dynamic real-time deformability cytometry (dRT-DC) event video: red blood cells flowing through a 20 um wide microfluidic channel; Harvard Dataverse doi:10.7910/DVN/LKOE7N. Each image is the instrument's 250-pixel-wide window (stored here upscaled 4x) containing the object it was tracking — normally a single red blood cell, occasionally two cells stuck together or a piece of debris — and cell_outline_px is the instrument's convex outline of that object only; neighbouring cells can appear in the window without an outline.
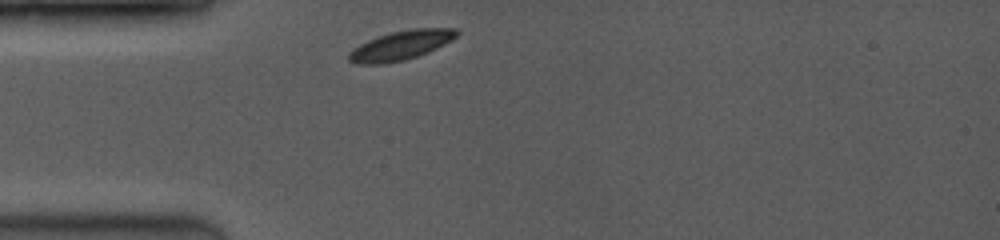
{"species": "common noctule bat (a hibernating species)", "species_latin": "Nyctalus noctula", "temperature_condition": "room temperature", "stored_images_in_passage": 35, "camera_frame_rate_fps": 3500, "um_per_image_px": 0.085, "animal": {"sex": "female", "body_mass_g": 19.0, "forearm_length_mm": 53.3}, "frame": {"image": 1, "passage_image": 1, "time_ms": 0.0, "image_size_px": [1000, 240], "cell_outline_px": [[460, 32], [452, 40], [428, 52], [404, 60], [380, 64], [356, 64], [348, 60], [348, 52], [352, 48], [376, 36], [392, 32], [412, 28], [456, 28]], "centroid_in_image_um": [34.05, 3.85], "position_along_channel_um": 51.0, "area_um2": 18.44}}
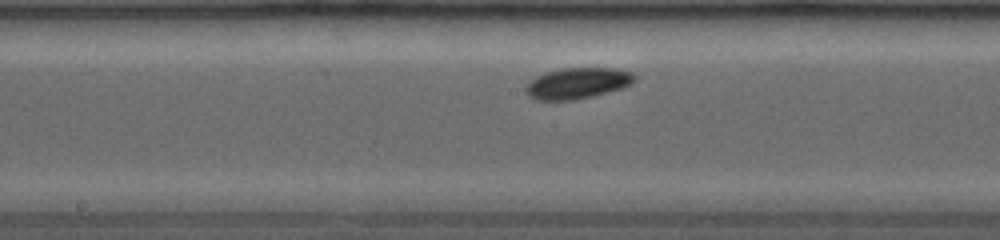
{"frame": {"image": 2, "passage_image": 15, "time_ms": 4.0, "image_size_px": [1000, 240], "cell_outline_px": [[636, 80], [632, 84], [624, 88], [592, 96], [572, 100], [532, 100], [528, 96], [524, 88], [536, 76], [544, 72], [564, 68], [616, 68], [632, 72], [636, 76]], "centroid_in_image_um": [49.1, 7.07], "position_along_channel_um": 199.1, "area_um2": 19.88}}
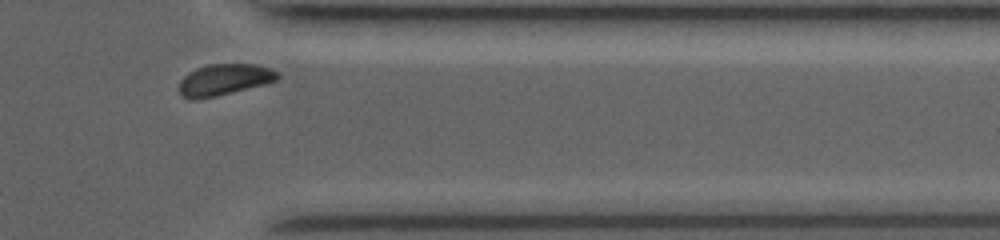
{"frame": {"image": 3, "passage_image": 32, "time_ms": 8.857, "image_size_px": [1000, 240], "cell_outline_px": [[280, 76], [276, 80], [264, 84], [216, 96], [196, 100], [192, 100], [184, 96], [180, 92], [180, 80], [188, 72], [196, 68], [208, 64], [256, 64], [280, 72]], "centroid_in_image_um": [19.06, 6.76], "position_along_channel_um": 392.3, "area_um2": 17.86}}